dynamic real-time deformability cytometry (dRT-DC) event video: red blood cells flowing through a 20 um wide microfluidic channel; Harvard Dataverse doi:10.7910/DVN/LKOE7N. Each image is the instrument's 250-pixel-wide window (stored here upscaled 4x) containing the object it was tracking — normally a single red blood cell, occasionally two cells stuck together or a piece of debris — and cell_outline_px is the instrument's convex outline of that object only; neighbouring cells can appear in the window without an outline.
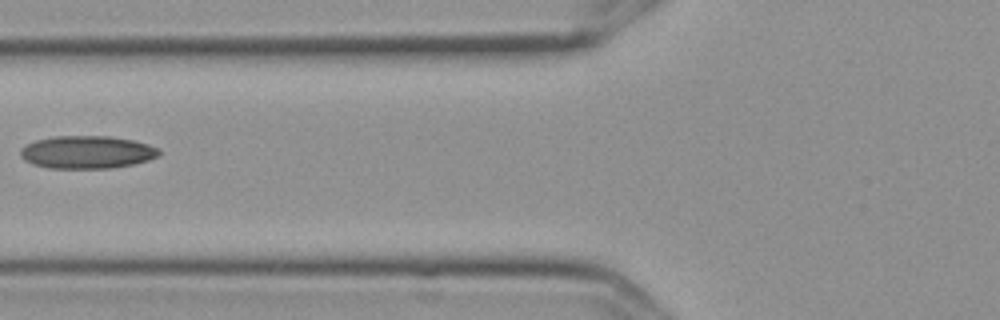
{"species": "Egyptian fruit bat (a non-hibernating species)", "species_latin": "Rousettus aegyptiacus", "temperature_condition": "cold", "stored_images_in_passage": 3, "camera_frame_rate_fps": 3000, "um_per_image_px": 0.085, "frame": {"image": 1, "passage_image": 2, "time_ms": 0.333, "image_size_px": [1000, 320], "cell_outline_px": [[160, 156], [148, 160], [132, 164], [112, 168], [48, 168], [32, 164], [20, 156], [20, 148], [36, 140], [56, 136], [108, 136], [132, 140], [148, 144], [160, 148]], "centroid_in_image_um": [7.41, 12.93], "position_along_channel_um": 118.4, "area_um2": 26.47}}
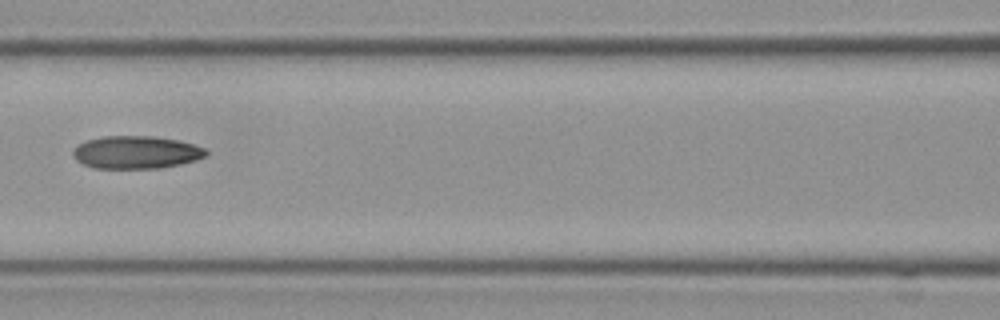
{"frame": {"image": 2, "passage_image": 3, "time_ms": 0.667, "image_size_px": [1000, 320], "cell_outline_px": [[208, 152], [204, 156], [196, 160], [180, 164], [160, 168], [92, 168], [76, 160], [72, 152], [76, 144], [88, 140], [104, 136], [152, 136], [180, 140], [204, 148]], "centroid_in_image_um": [11.55, 12.94], "position_along_channel_um": 155.1, "area_um2": 25.37}}